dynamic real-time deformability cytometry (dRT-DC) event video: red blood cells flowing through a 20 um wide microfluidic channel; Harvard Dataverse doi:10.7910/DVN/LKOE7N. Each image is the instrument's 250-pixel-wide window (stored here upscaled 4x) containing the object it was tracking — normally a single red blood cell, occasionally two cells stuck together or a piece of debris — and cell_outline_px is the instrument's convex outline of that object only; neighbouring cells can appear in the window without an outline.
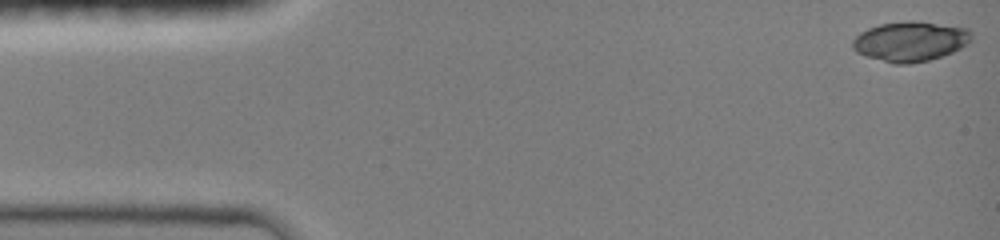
{"species": "common noctule bat (a hibernating species)", "species_latin": "Nyctalus noctula", "temperature_condition": "room temperature", "stored_images_in_passage": 44, "camera_frame_rate_fps": 3000, "um_per_image_px": 0.085, "animal": {"sex": "female", "body_mass_g": 19.0, "forearm_length_mm": 51.5}, "frame": {"image": 1, "passage_image": 1, "time_ms": 0.0, "image_size_px": [1000, 240], "cell_outline_px": [[972, 40], [968, 44], [952, 52], [928, 60], [908, 64], [896, 64], [868, 56], [856, 52], [852, 48], [852, 40], [860, 32], [868, 28], [880, 24], [908, 20], [920, 20], [968, 28], [972, 36]], "centroid_in_image_um": [77.39, 3.49], "position_along_channel_um": 7.6, "area_um2": 27.74}}
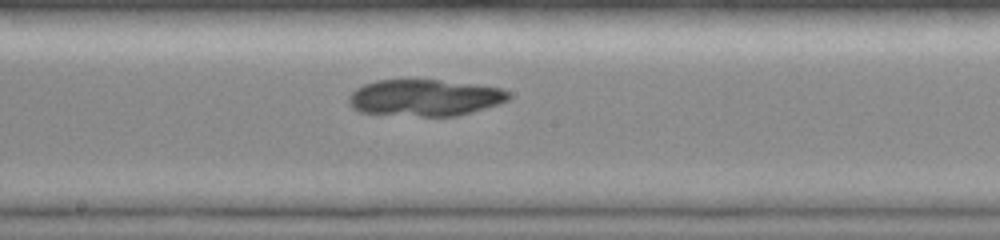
{"frame": {"image": 2, "passage_image": 25, "time_ms": 8.0, "image_size_px": [1000, 240], "cell_outline_px": [[512, 96], [508, 100], [500, 104], [472, 112], [456, 116], [420, 116], [360, 112], [352, 108], [348, 104], [348, 96], [356, 88], [364, 84], [376, 80], [440, 80], [472, 84], [500, 88], [508, 92]], "centroid_in_image_um": [36.1, 8.31], "position_along_channel_um": 212.1, "area_um2": 34.1}}
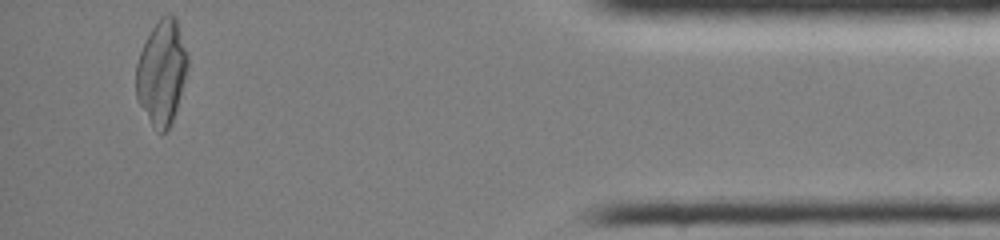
{"frame": {"image": 3, "passage_image": 44, "time_ms": 14.333, "image_size_px": [1000, 240], "cell_outline_px": [[188, 68], [176, 108], [172, 120], [168, 128], [164, 132], [160, 132], [152, 128], [136, 100], [136, 64], [140, 52], [152, 28], [160, 16], [176, 16], [188, 52]], "centroid_in_image_um": [13.74, 6.16], "position_along_channel_um": 421.5, "area_um2": 31.56}}